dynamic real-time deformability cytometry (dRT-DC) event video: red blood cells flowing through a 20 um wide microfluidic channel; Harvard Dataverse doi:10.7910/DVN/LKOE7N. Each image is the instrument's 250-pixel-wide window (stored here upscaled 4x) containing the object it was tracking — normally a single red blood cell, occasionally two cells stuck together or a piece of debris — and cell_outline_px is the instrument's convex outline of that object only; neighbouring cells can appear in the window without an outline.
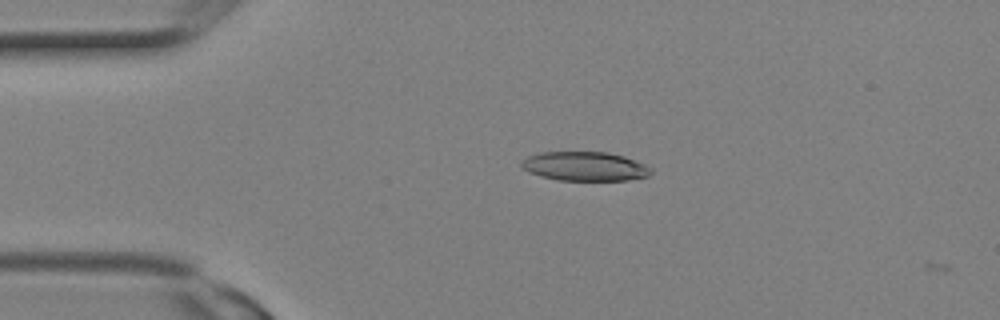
{"species": "Egyptian fruit bat (a non-hibernating species)", "species_latin": "Rousettus aegyptiacus", "temperature_condition": "room temperature", "stored_images_in_passage": 2, "camera_frame_rate_fps": 3000, "um_per_image_px": 0.085, "animal": {"sex": "female"}, "frame": {"image": 1, "passage_image": 1, "time_ms": 0.0, "image_size_px": [1000, 320], "cell_outline_px": [[652, 172], [648, 176], [628, 180], [556, 180], [540, 176], [528, 172], [520, 164], [528, 156], [540, 152], [608, 152], [624, 156], [644, 164], [652, 168]], "centroid_in_image_um": [49.72, 14.14], "position_along_channel_um": 35.3, "area_um2": 21.96}}
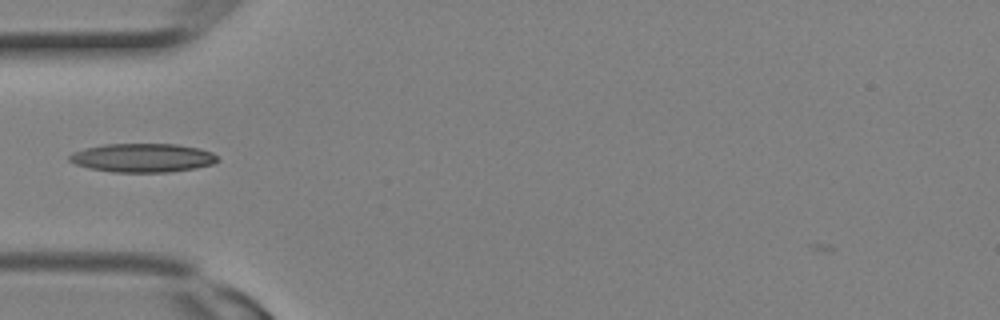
{"frame": {"image": 2, "passage_image": 2, "time_ms": 0.333, "image_size_px": [1000, 320], "cell_outline_px": [[220, 160], [212, 164], [196, 168], [168, 172], [112, 172], [88, 168], [76, 164], [68, 160], [68, 156], [72, 152], [84, 148], [104, 144], [176, 144], [200, 148], [212, 152]], "centroid_in_image_um": [12.11, 13.41], "position_along_channel_um": 72.9, "area_um2": 24.97}}